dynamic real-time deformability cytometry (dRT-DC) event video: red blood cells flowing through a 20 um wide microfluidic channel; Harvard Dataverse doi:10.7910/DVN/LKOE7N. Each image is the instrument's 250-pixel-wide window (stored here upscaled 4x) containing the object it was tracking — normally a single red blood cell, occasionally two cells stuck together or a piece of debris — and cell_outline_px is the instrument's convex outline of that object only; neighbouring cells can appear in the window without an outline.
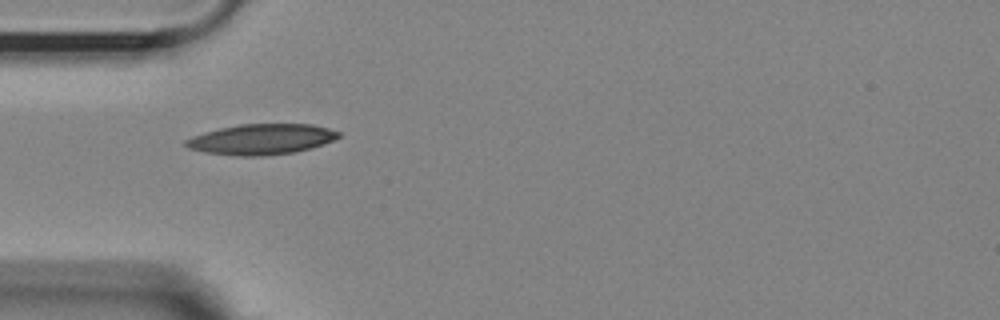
{"species": "Egyptian fruit bat (a non-hibernating species)", "species_latin": "Rousettus aegyptiacus", "temperature_condition": "room temperature", "stored_images_in_passage": 13, "camera_frame_rate_fps": 3000, "um_per_image_px": 0.085, "animal": {"sex": "female"}, "frame": {"image": 1, "passage_image": 1, "time_ms": 0.0, "image_size_px": [1000, 320], "cell_outline_px": [[340, 136], [324, 144], [312, 148], [296, 152], [264, 156], [240, 156], [204, 152], [188, 148], [184, 144], [184, 140], [192, 136], [204, 132], [220, 128], [240, 124], [312, 124], [328, 128], [340, 132]], "centroid_in_image_um": [22.21, 11.84], "position_along_channel_um": 62.8, "area_um2": 27.28}}
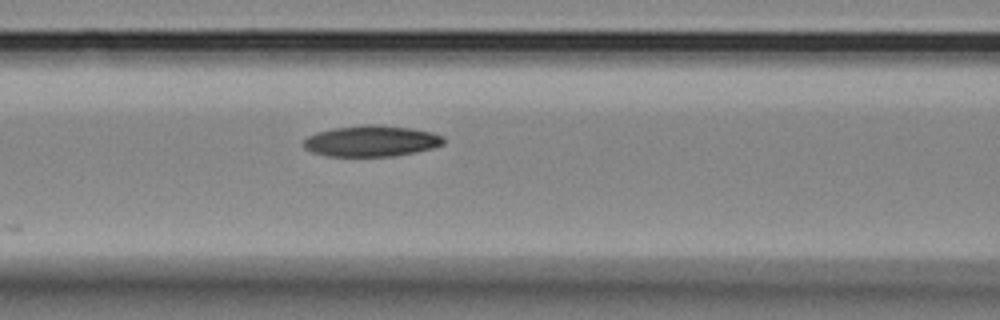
{"frame": {"image": 2, "passage_image": 7, "time_ms": 2.0, "image_size_px": [1000, 320], "cell_outline_px": [[444, 144], [432, 148], [416, 152], [392, 156], [324, 156], [312, 152], [304, 148], [304, 140], [308, 136], [316, 132], [332, 128], [360, 124], [376, 124], [412, 128], [432, 132], [444, 136]], "centroid_in_image_um": [31.56, 11.97], "position_along_channel_um": 135.0, "area_um2": 25.61}}
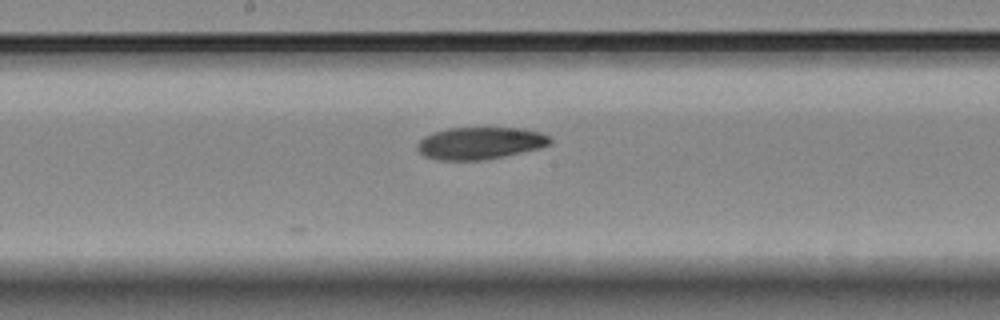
{"frame": {"image": 3, "passage_image": 13, "time_ms": 4.0, "image_size_px": [1000, 320], "cell_outline_px": [[552, 144], [540, 148], [504, 156], [480, 160], [440, 160], [424, 156], [416, 148], [416, 144], [424, 136], [432, 132], [448, 128], [520, 128], [540, 132], [548, 136], [552, 140]], "centroid_in_image_um": [40.79, 12.16], "position_along_channel_um": 207.4, "area_um2": 24.91}}